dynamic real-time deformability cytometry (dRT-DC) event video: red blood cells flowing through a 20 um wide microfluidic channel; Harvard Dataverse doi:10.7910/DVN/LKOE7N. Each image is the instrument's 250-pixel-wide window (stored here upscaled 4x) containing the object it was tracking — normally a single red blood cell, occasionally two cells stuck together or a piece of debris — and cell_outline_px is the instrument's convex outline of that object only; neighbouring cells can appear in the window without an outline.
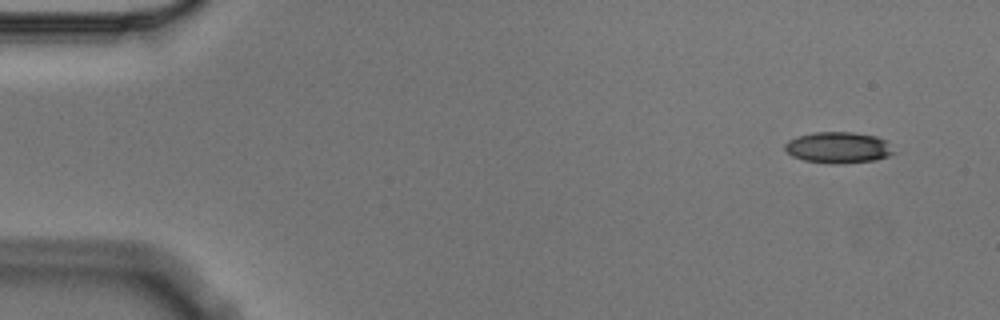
{"species": "Egyptian fruit bat (a non-hibernating species)", "species_latin": "Rousettus aegyptiacus", "temperature_condition": "cold", "stored_images_in_passage": 6, "camera_frame_rate_fps": 3000, "um_per_image_px": 0.085, "animal": {"sex": "male"}, "frame": {"image": 1, "passage_image": 1, "time_ms": 0.0, "image_size_px": [1000, 320], "cell_outline_px": [[896, 152], [888, 156], [876, 160], [840, 164], [832, 164], [804, 160], [792, 156], [784, 148], [784, 144], [788, 140], [796, 136], [816, 132], [852, 132], [876, 136], [884, 140]], "centroid_in_image_um": [71.24, 12.54], "position_along_channel_um": 13.8, "area_um2": 19.83}}
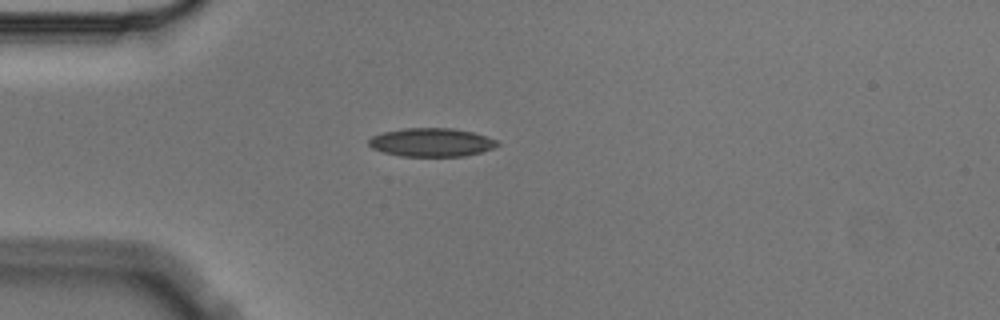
{"frame": {"image": 2, "passage_image": 4, "time_ms": 1.0, "image_size_px": [1000, 320], "cell_outline_px": [[500, 144], [492, 148], [480, 152], [464, 156], [400, 156], [384, 152], [372, 148], [368, 144], [368, 140], [372, 136], [384, 132], [404, 128], [452, 128], [472, 132], [496, 140]], "centroid_in_image_um": [36.64, 12.1], "position_along_channel_um": 48.4, "area_um2": 21.15}}
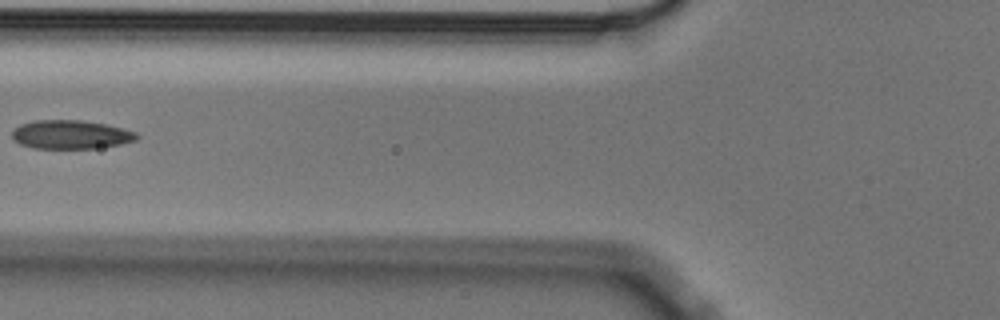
{"frame": {"image": 3, "passage_image": 6, "time_ms": 1.667, "image_size_px": [1000, 320], "cell_outline_px": [[140, 136], [136, 140], [120, 144], [96, 148], [32, 148], [20, 144], [12, 140], [12, 132], [20, 124], [36, 120], [80, 120], [104, 124], [136, 132]], "centroid_in_image_um": [5.99, 11.44], "position_along_channel_um": 119.8, "area_um2": 20.75}}